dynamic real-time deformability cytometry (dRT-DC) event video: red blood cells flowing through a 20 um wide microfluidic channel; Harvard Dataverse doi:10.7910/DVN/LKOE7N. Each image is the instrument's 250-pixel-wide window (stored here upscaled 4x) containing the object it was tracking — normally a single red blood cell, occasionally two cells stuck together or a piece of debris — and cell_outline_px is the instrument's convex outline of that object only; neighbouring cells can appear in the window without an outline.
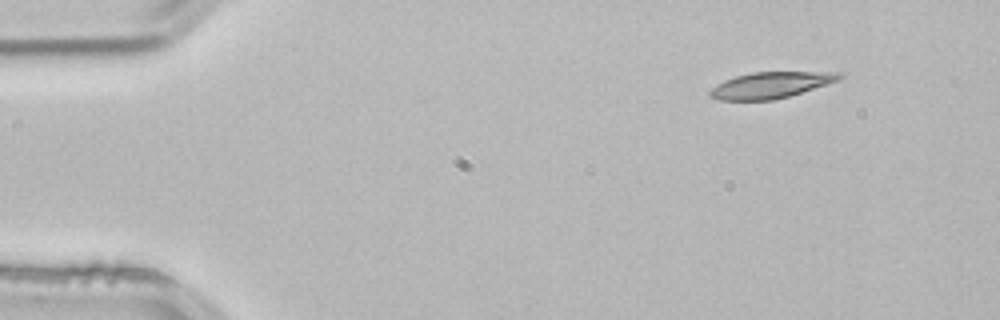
{"species": "common noctule bat (a hibernating species)", "species_latin": "Nyctalus noctula", "temperature_condition": "room temperature", "stored_images_in_passage": 2, "camera_frame_rate_fps": 3000, "um_per_image_px": 0.085, "animal": {"sex": "male", "body_mass_g": 21.5, "forearm_length_mm": 52.0}, "frame": {"image": 1, "passage_image": 1, "time_ms": 0.0, "image_size_px": [1000, 320], "cell_outline_px": [[844, 76], [840, 80], [788, 96], [772, 100], [720, 100], [708, 96], [708, 92], [716, 84], [724, 80], [736, 76], [752, 72], [844, 72]], "centroid_in_image_um": [65.51, 7.22], "position_along_channel_um": 19.5, "area_um2": 19.71}}
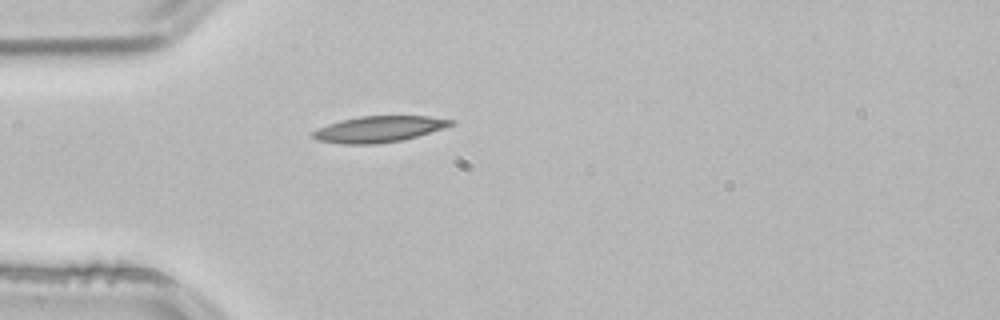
{"frame": {"image": 2, "passage_image": 2, "time_ms": 0.333, "image_size_px": [1000, 320], "cell_outline_px": [[456, 124], [444, 128], [416, 136], [400, 140], [376, 144], [344, 144], [316, 140], [312, 136], [312, 132], [316, 128], [340, 120], [360, 116], [428, 116], [456, 120]], "centroid_in_image_um": [32.2, 10.97], "position_along_channel_um": 52.8, "area_um2": 21.04}}